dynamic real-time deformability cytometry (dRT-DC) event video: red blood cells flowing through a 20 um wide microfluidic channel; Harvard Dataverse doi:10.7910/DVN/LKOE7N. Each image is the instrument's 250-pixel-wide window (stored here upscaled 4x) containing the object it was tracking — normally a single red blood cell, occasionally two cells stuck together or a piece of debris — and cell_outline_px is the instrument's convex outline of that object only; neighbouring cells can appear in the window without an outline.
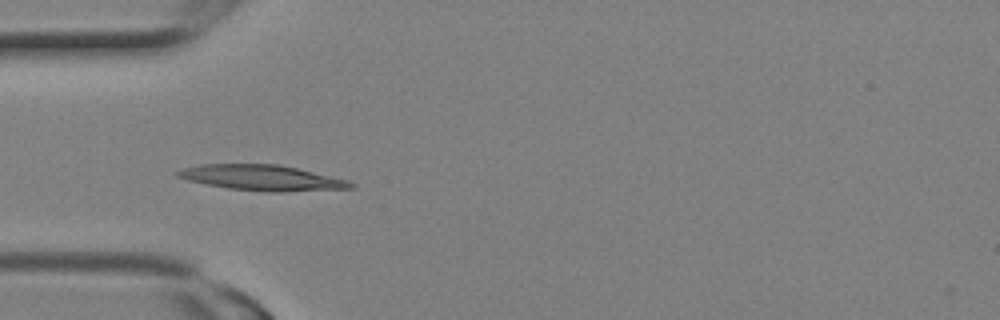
{"species": "Egyptian fruit bat (a non-hibernating species)", "species_latin": "Rousettus aegyptiacus", "temperature_condition": "room temperature", "stored_images_in_passage": 10, "camera_frame_rate_fps": 3000, "um_per_image_px": 0.085, "animal": {"sex": "female"}, "frame": {"image": 1, "passage_image": 4, "time_ms": 1.0, "image_size_px": [1000, 320], "cell_outline_px": [[356, 188], [280, 192], [272, 192], [228, 188], [204, 184], [188, 180], [176, 176], [176, 172], [184, 168], [200, 164], [280, 164], [348, 180], [356, 184]], "centroid_in_image_um": [22.3, 15.11], "position_along_channel_um": 62.7, "area_um2": 25.72}}
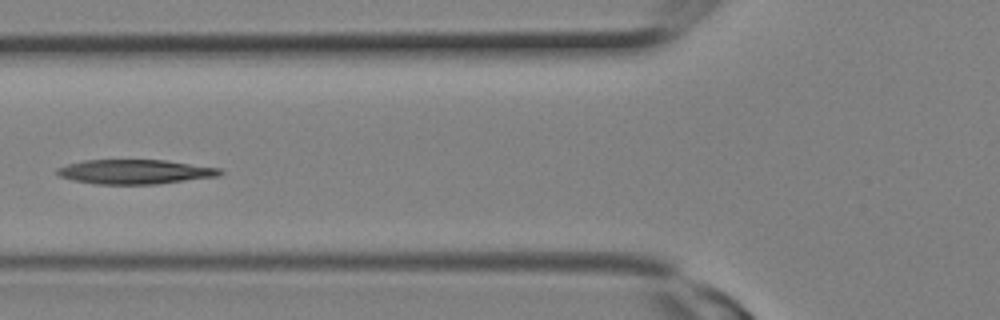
{"frame": {"image": 2, "passage_image": 6, "time_ms": 1.667, "image_size_px": [1000, 320], "cell_outline_px": [[224, 172], [220, 176], [156, 184], [96, 184], [72, 180], [60, 176], [56, 172], [56, 168], [68, 164], [84, 160], [164, 160], [220, 168]], "centroid_in_image_um": [11.48, 14.6], "position_along_channel_um": 114.3, "area_um2": 23.18}}
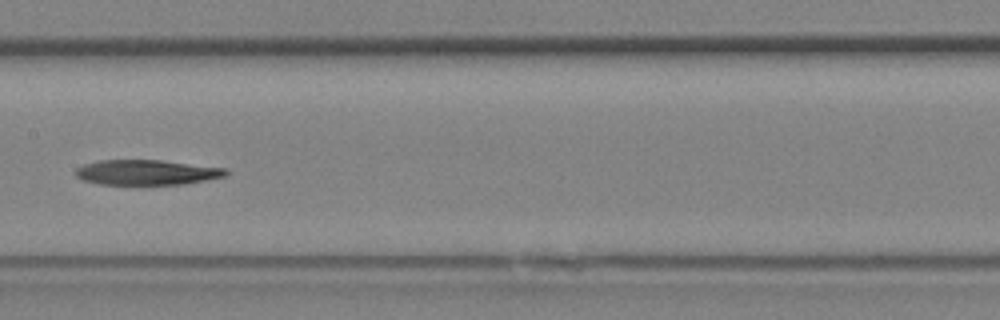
{"frame": {"image": 3, "passage_image": 9, "time_ms": 2.667, "image_size_px": [1000, 320], "cell_outline_px": [[228, 172], [224, 176], [184, 184], [100, 184], [84, 180], [76, 176], [76, 168], [84, 164], [100, 160], [160, 160], [224, 168]], "centroid_in_image_um": [12.43, 14.65], "position_along_channel_um": 195.0, "area_um2": 21.62}}